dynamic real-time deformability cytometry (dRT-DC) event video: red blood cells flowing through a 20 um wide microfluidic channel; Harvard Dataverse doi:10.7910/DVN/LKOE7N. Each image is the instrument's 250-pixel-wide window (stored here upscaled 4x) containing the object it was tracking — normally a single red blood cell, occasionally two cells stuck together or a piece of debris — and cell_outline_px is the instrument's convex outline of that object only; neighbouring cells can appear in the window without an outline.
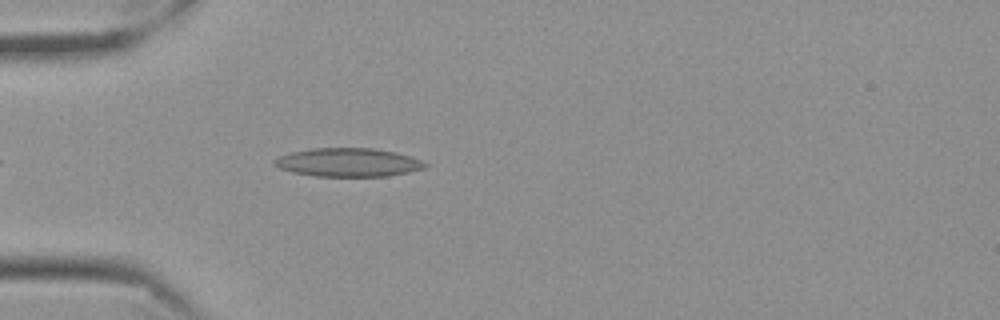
{"species": "Egyptian fruit bat (a non-hibernating species)", "species_latin": "Rousettus aegyptiacus", "temperature_condition": "cold", "stored_images_in_passage": 46, "camera_frame_rate_fps": 3000, "um_per_image_px": 0.085, "frame": {"image": 1, "passage_image": 6, "time_ms": 1.667, "image_size_px": [1000, 320], "cell_outline_px": [[428, 164], [424, 168], [408, 172], [388, 176], [316, 176], [292, 172], [280, 168], [272, 164], [272, 160], [280, 156], [292, 152], [312, 148], [372, 148], [396, 152], [424, 160]], "centroid_in_image_um": [29.61, 13.8], "position_along_channel_um": 55.4, "area_um2": 25.09}}
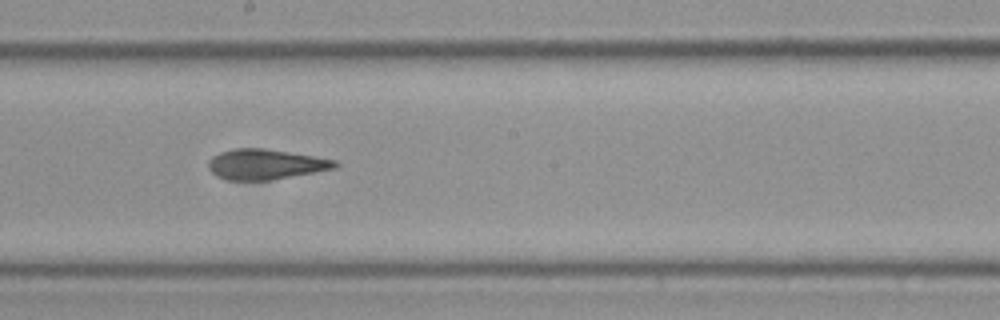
{"frame": {"image": 2, "passage_image": 21, "time_ms": 6.667, "image_size_px": [1000, 320], "cell_outline_px": [[340, 164], [336, 168], [268, 180], [228, 180], [216, 176], [208, 168], [208, 160], [212, 156], [220, 152], [232, 148], [264, 148], [336, 160]], "centroid_in_image_um": [22.52, 13.96], "position_along_channel_um": 225.7, "area_um2": 22.2}}
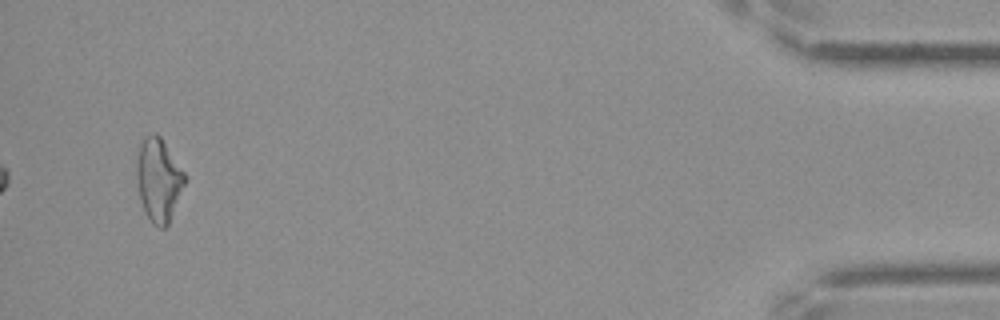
{"frame": {"image": 3, "passage_image": 44, "time_ms": 14.333, "image_size_px": [1000, 320], "cell_outline_px": [[188, 176], [168, 224], [164, 228], [160, 228], [152, 224], [140, 200], [136, 180], [136, 160], [140, 144], [152, 132], [156, 132], [160, 136]], "centroid_in_image_um": [13.48, 15.27], "position_along_channel_um": 421.7, "area_um2": 23.35}, "authors_computed_cell_mechanics": {"area_um2": 22.6576, "velocity_mm_per_s": 3.5405, "shape_relaxation_time_tau1_ms": null, "shape_relaxation_time_tau2_ms": 3.7812, "deformation_change_tau1": null, "deformation_change_tau2": 0.1311}}